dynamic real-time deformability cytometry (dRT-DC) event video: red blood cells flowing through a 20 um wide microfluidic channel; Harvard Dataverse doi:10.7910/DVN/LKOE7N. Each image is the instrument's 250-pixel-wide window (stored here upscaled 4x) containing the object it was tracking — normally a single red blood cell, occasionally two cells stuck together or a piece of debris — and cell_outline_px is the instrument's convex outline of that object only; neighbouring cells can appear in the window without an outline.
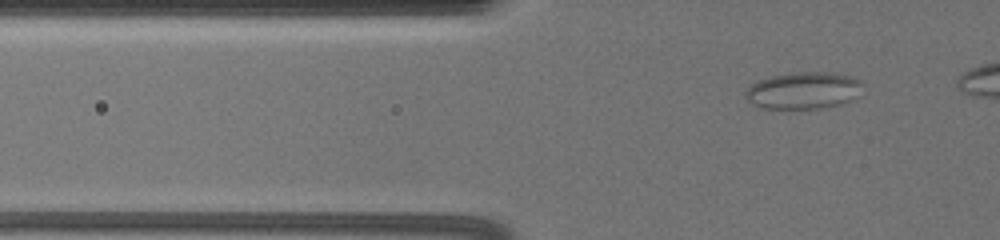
{"species": "common noctule bat (a hibernating species)", "species_latin": "Nyctalus noctula", "temperature_condition": "warm", "stored_images_in_passage": 43, "camera_frame_rate_fps": 3000, "um_per_image_px": 0.085, "animal": {"sex": "female", "body_mass_g": 19.5, "forearm_length_mm": 54.1}, "frame": {"image": 1, "passage_image": 8, "time_ms": 2.333, "image_size_px": [1000, 240], "cell_outline_px": [[860, 96], [844, 104], [820, 108], [764, 108], [752, 104], [744, 96], [744, 92], [752, 84], [760, 80], [772, 76], [792, 72], [832, 72], [856, 76], [860, 84]], "centroid_in_image_um": [68.33, 7.68], "position_along_channel_um": 57.5, "area_um2": 25.37}}
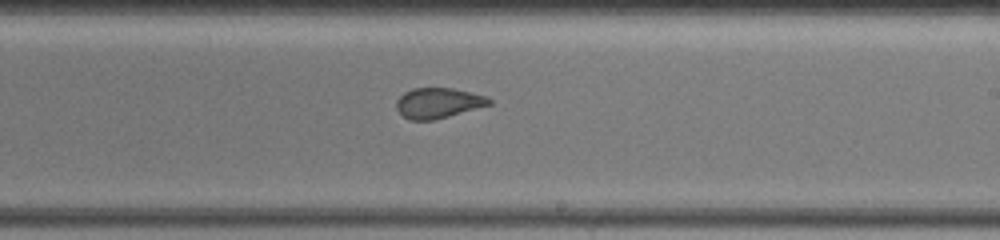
{"frame": {"image": 2, "passage_image": 27, "time_ms": 8.667, "image_size_px": [1000, 240], "cell_outline_px": [[492, 104], [448, 116], [432, 120], [408, 120], [396, 108], [396, 100], [404, 92], [412, 88], [452, 88], [484, 96], [492, 100]], "centroid_in_image_um": [37.21, 8.75], "position_along_channel_um": 251.8, "area_um2": 16.18}}
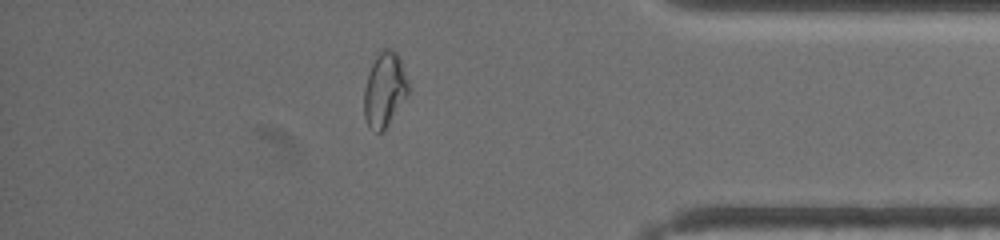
{"frame": {"image": 3, "passage_image": 42, "time_ms": 13.667, "image_size_px": [1000, 240], "cell_outline_px": [[408, 92], [384, 132], [376, 132], [368, 128], [364, 116], [364, 88], [372, 64], [376, 56], [384, 48], [388, 48], [396, 52], [400, 60], [408, 84]], "centroid_in_image_um": [32.65, 7.67], "position_along_channel_um": 402.5, "area_um2": 18.9}}